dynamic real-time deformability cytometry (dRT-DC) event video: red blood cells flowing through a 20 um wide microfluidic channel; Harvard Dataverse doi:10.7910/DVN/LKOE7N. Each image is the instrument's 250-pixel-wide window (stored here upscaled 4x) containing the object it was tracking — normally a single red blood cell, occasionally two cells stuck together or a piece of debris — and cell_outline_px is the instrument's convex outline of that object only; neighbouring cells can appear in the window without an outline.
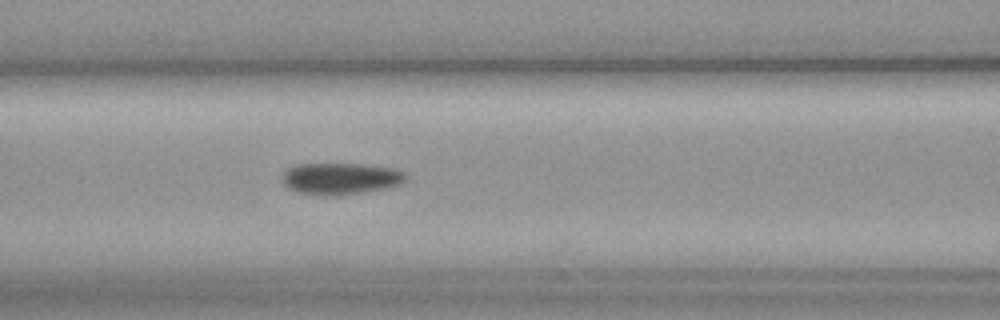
{"species": "common noctule bat (a hibernating species)", "species_latin": "Nyctalus noctula", "temperature_condition": "cold", "stored_images_in_passage": 40, "camera_frame_rate_fps": 3000, "um_per_image_px": 0.085, "animal": {"sex": "female", "body_mass_g": 19.3, "forearm_length_mm": 54.1}, "frame": {"image": 1, "passage_image": 7, "time_ms": 2.0, "image_size_px": [1000, 320], "cell_outline_px": [[408, 176], [400, 184], [384, 188], [336, 196], [324, 196], [296, 192], [288, 188], [284, 184], [280, 176], [288, 168], [296, 164], [364, 164], [396, 168], [404, 172]], "centroid_in_image_um": [28.91, 15.17], "position_along_channel_um": 137.7, "area_um2": 22.95}}
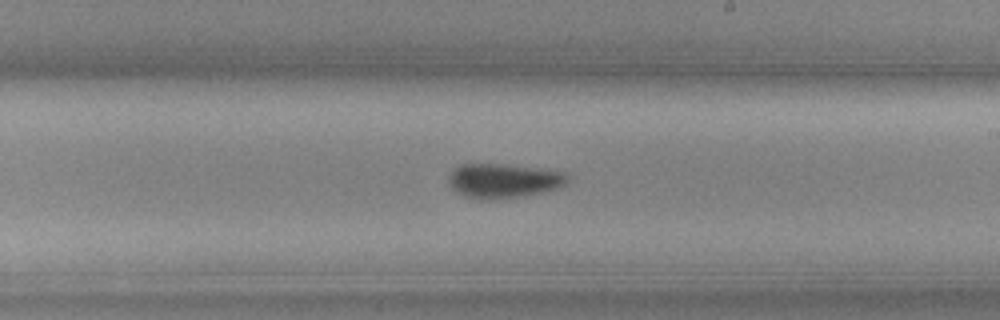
{"frame": {"image": 2, "passage_image": 16, "time_ms": 5.0, "image_size_px": [1000, 320], "cell_outline_px": [[568, 180], [564, 184], [556, 188], [544, 192], [524, 196], [492, 200], [480, 200], [464, 196], [452, 188], [448, 184], [448, 176], [460, 164], [500, 164], [564, 172], [568, 176]], "centroid_in_image_um": [42.75, 15.38], "position_along_channel_um": 246.2, "area_um2": 23.7}}
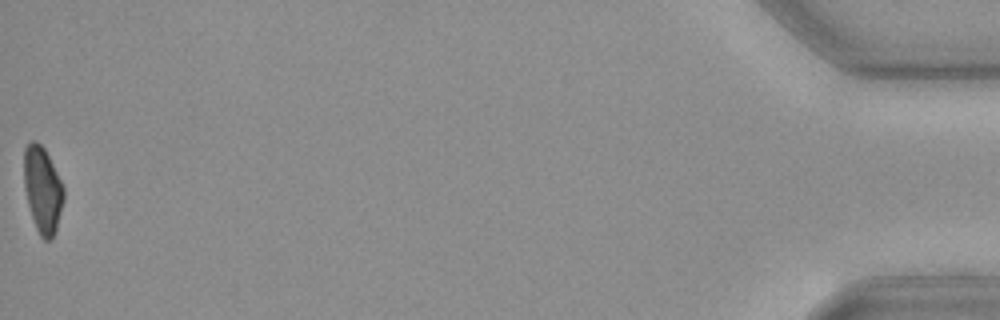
{"frame": {"image": 3, "passage_image": 40, "time_ms": 13.0, "image_size_px": [1000, 320], "cell_outline_px": [[64, 200], [56, 232], [52, 240], [44, 240], [40, 236], [36, 228], [28, 204], [24, 188], [24, 148], [32, 140], [36, 140], [44, 148], [64, 188]], "centroid_in_image_um": [3.62, 16.16], "position_along_channel_um": 431.6, "area_um2": 19.94}, "authors_computed_cell_mechanics": {"area_um2": 22.0218, "velocity_mm_per_s": 3.6487, "shape_relaxation_time_tau1_ms": 4.6833, "shape_relaxation_time_tau2_ms": null, "deformation_change_tau1": 0.0852, "deformation_change_tau2": null}}